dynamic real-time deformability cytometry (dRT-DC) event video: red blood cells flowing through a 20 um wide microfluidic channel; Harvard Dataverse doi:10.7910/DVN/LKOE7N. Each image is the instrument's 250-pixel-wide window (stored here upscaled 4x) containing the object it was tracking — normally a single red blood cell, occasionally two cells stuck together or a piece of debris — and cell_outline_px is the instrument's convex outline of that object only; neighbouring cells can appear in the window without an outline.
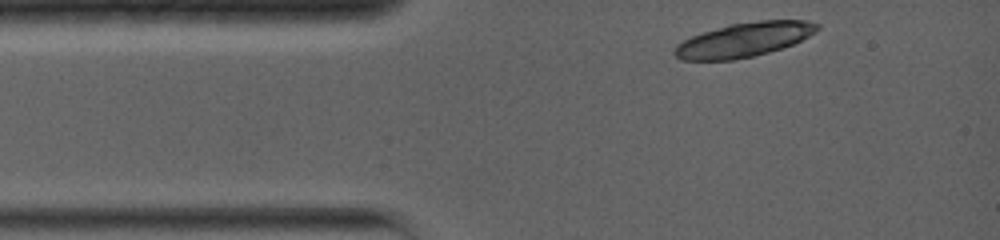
{"species": "common noctule bat (a hibernating species)", "species_latin": "Nyctalus noctula", "temperature_condition": "warm", "stored_images_in_passage": 2, "camera_frame_rate_fps": 5000, "um_per_image_px": 0.085, "animal": {"sex": "female", "body_mass_g": 19.0, "forearm_length_mm": 56.7}, "frame": {"image": 1, "passage_image": 1, "time_ms": 0.0, "image_size_px": [1000, 240], "cell_outline_px": [[820, 28], [816, 32], [792, 44], [768, 52], [752, 56], [732, 60], [680, 60], [672, 52], [676, 44], [692, 36], [728, 24], [760, 20], [808, 20], [820, 24]], "centroid_in_image_um": [63.24, 3.37], "position_along_channel_um": 21.8, "area_um2": 28.44}}